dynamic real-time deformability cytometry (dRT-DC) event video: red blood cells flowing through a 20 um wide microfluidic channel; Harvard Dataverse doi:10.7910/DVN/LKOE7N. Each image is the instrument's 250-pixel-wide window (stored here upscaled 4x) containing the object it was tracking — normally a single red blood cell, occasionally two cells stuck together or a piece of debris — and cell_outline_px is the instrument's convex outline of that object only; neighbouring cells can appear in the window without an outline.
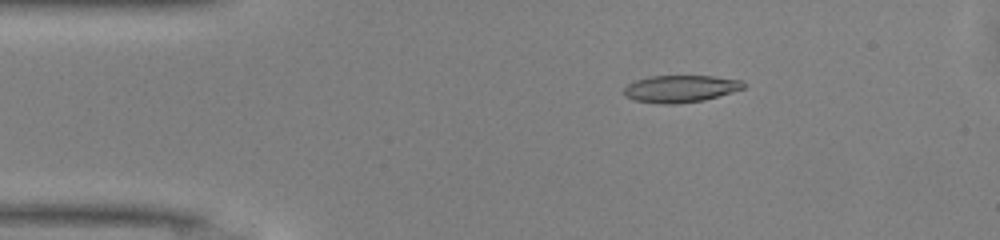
{"species": "common noctule bat (a hibernating species)", "species_latin": "Nyctalus noctula", "temperature_condition": "warm", "stored_images_in_passage": 48, "camera_frame_rate_fps": 3000, "um_per_image_px": 0.085, "animal": {"sex": "male", "body_mass_g": 13.0, "forearm_length_mm": 53.1}, "frame": {"image": 1, "passage_image": 8, "time_ms": 2.333, "image_size_px": [1000, 240], "cell_outline_px": [[748, 84], [744, 88], [732, 92], [704, 100], [676, 104], [660, 104], [632, 100], [624, 96], [624, 88], [628, 84], [636, 80], [648, 76], [716, 76], [744, 80]], "centroid_in_image_um": [57.86, 7.54], "position_along_channel_um": 27.1, "area_um2": 19.19}}
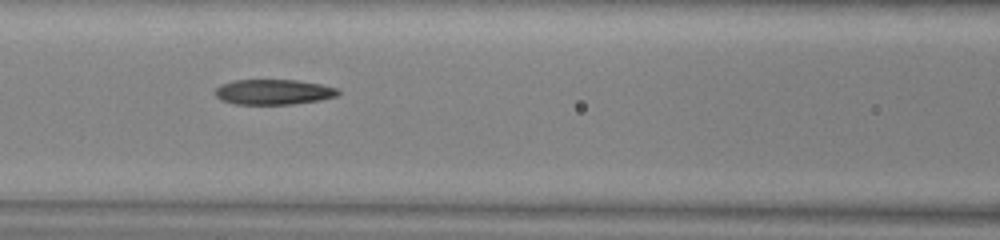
{"frame": {"image": 2, "passage_image": 20, "time_ms": 6.333, "image_size_px": [1000, 240], "cell_outline_px": [[340, 92], [336, 96], [320, 100], [292, 104], [236, 104], [220, 100], [216, 96], [216, 88], [220, 84], [236, 80], [296, 80], [320, 84], [336, 88]], "centroid_in_image_um": [23.23, 7.82], "position_along_channel_um": 143.4, "area_um2": 17.98}}
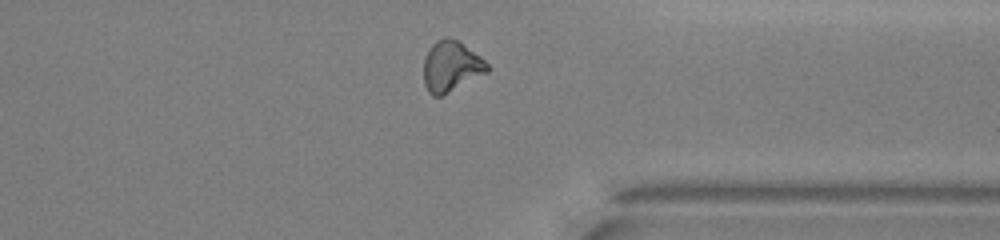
{"frame": {"image": 3, "passage_image": 37, "time_ms": 12.0, "image_size_px": [1000, 240], "cell_outline_px": [[492, 68], [488, 72], [440, 96], [432, 96], [428, 92], [424, 84], [424, 56], [432, 44], [436, 40], [444, 36], [456, 40], [480, 56]], "centroid_in_image_um": [38.33, 5.63], "position_along_channel_um": 373.1, "area_um2": 18.67}, "authors_computed_cell_mechanics": {"area_um2": 18.785, "velocity_mm_per_s": 4.1707, "shape_relaxation_time_tau1_ms": 10.1896, "shape_relaxation_time_tau2_ms": 7.1372, "deformation_change_tau1": 0.2359, "deformation_change_tau2": 0.18}}